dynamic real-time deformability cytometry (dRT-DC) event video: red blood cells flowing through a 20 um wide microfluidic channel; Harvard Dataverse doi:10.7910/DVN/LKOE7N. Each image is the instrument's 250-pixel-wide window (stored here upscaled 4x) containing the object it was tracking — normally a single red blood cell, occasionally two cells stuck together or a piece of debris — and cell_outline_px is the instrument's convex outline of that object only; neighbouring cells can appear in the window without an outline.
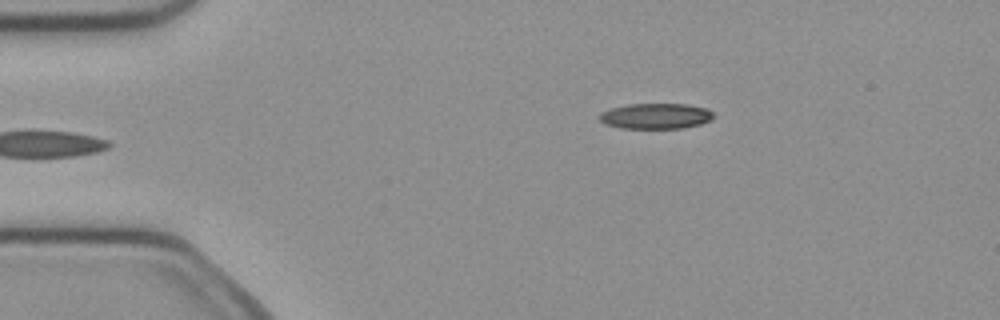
{"species": "common noctule bat (a hibernating species)", "species_latin": "Nyctalus noctula", "temperature_condition": "cold", "stored_images_in_passage": 36, "camera_frame_rate_fps": 3000, "um_per_image_px": 0.085, "animal": {"sex": "female", "body_mass_g": 21.9}, "frame": {"image": 1, "passage_image": 1, "time_ms": 0.0, "image_size_px": [1000, 320], "cell_outline_px": [[716, 116], [712, 120], [700, 124], [680, 128], [620, 128], [604, 124], [600, 120], [600, 112], [612, 108], [628, 104], [688, 104], [704, 108], [712, 112]], "centroid_in_image_um": [55.74, 9.86], "position_along_channel_um": 29.3, "area_um2": 16.99}}
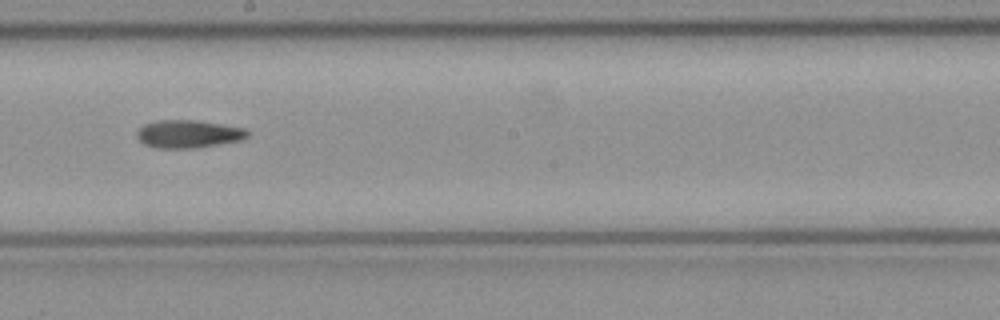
{"frame": {"image": 2, "passage_image": 20, "time_ms": 6.333, "image_size_px": [1000, 320], "cell_outline_px": [[248, 136], [244, 140], [196, 148], [152, 148], [144, 144], [136, 136], [136, 132], [144, 124], [160, 120], [196, 120], [244, 128], [248, 132]], "centroid_in_image_um": [16.0, 11.4], "position_along_channel_um": 232.2, "area_um2": 18.03}}
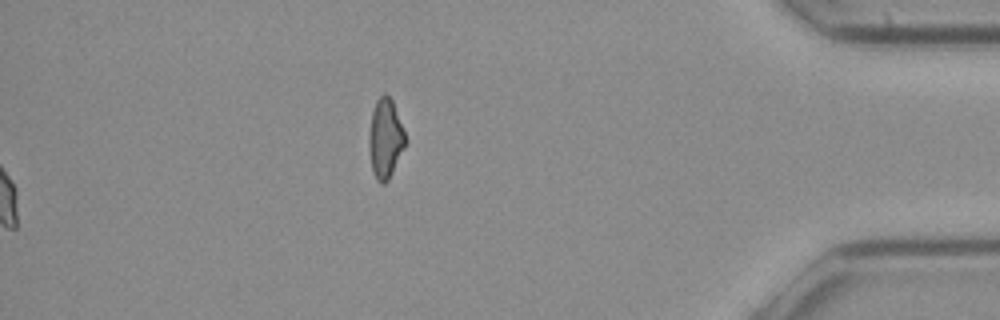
{"frame": {"image": 3, "passage_image": 36, "time_ms": 11.667, "image_size_px": [1000, 320], "cell_outline_px": [[408, 140], [388, 180], [384, 184], [380, 184], [376, 180], [372, 172], [368, 144], [368, 140], [372, 112], [376, 100], [384, 92], [392, 100]], "centroid_in_image_um": [32.75, 11.79], "position_along_channel_um": 402.5, "area_um2": 16.94}}